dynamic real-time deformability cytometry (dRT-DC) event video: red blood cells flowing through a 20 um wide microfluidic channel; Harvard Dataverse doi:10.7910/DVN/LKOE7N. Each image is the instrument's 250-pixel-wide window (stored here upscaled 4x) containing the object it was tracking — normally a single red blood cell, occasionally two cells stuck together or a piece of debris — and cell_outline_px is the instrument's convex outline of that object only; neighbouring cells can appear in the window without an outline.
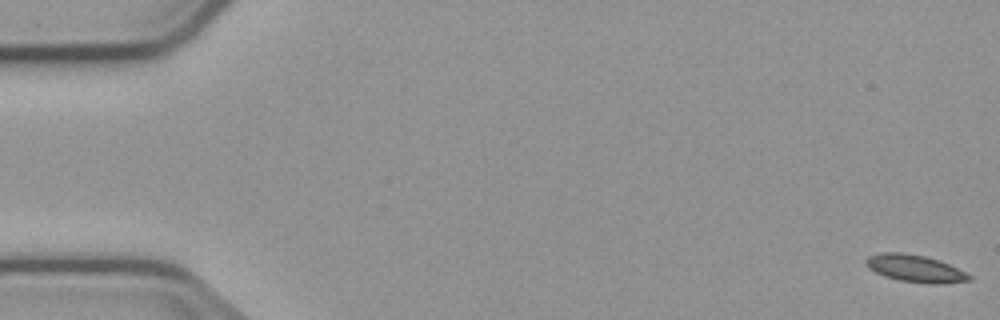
{"species": "common noctule bat (a hibernating species)", "species_latin": "Nyctalus noctula", "temperature_condition": "cold", "stored_images_in_passage": 4, "camera_frame_rate_fps": 3000, "um_per_image_px": 0.085, "animal": {"sex": "male", "body_mass_g": 23.1, "forearm_length_mm": 52.7}, "frame": {"image": 1, "passage_image": 1, "time_ms": 0.0, "image_size_px": [1000, 320], "cell_outline_px": [[972, 280], [940, 284], [928, 284], [900, 280], [884, 276], [868, 268], [864, 264], [864, 260], [868, 256], [880, 252], [900, 252], [924, 256], [940, 260], [972, 276]], "centroid_in_image_um": [77.75, 22.82], "position_along_channel_um": 7.3, "area_um2": 16.42}}
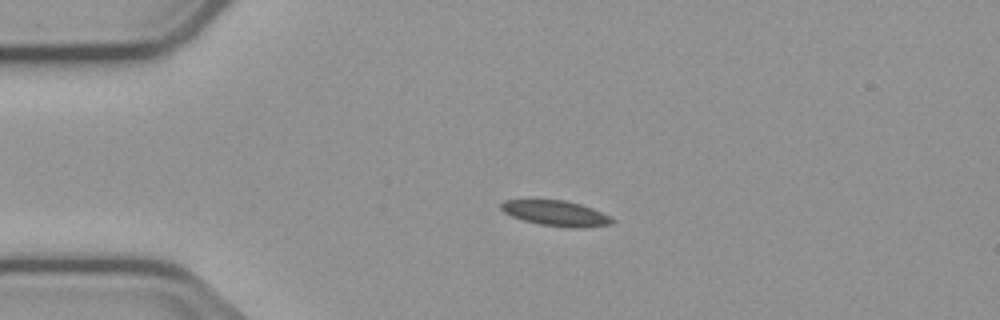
{"frame": {"image": 2, "passage_image": 4, "time_ms": 4.0, "image_size_px": [1000, 320], "cell_outline_px": [[616, 220], [612, 224], [580, 228], [568, 228], [540, 224], [524, 220], [512, 216], [504, 212], [500, 208], [500, 204], [504, 200], [564, 200], [580, 204], [592, 208]], "centroid_in_image_um": [47.25, 18.13], "position_along_channel_um": 37.7, "area_um2": 16.3}}